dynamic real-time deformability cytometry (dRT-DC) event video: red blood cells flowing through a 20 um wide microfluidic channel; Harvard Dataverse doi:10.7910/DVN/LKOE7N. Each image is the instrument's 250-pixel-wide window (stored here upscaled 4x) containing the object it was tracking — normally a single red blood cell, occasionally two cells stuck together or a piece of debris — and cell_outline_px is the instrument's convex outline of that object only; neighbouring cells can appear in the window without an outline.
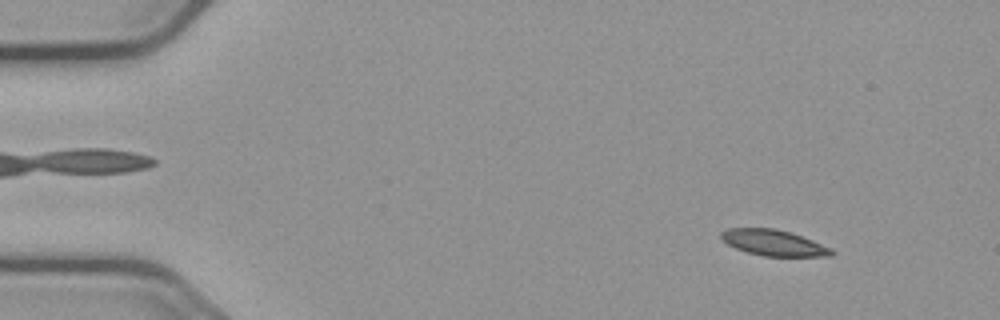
{"species": "common noctule bat (a hibernating species)", "species_latin": "Nyctalus noctula", "temperature_condition": "cold", "stored_images_in_passage": 56, "camera_frame_rate_fps": 3000, "um_per_image_px": 0.085, "animal": {"sex": "male", "body_mass_g": 23.1, "forearm_length_mm": 52.7}, "frame": {"image": 1, "passage_image": 6, "time_ms": 1.667, "image_size_px": [1000, 320], "cell_outline_px": [[836, 252], [832, 256], [764, 256], [748, 252], [736, 248], [728, 244], [720, 236], [720, 232], [728, 228], [772, 228], [788, 232], [812, 240], [832, 248]], "centroid_in_image_um": [65.78, 20.64], "position_along_channel_um": 19.2, "area_um2": 16.47}}
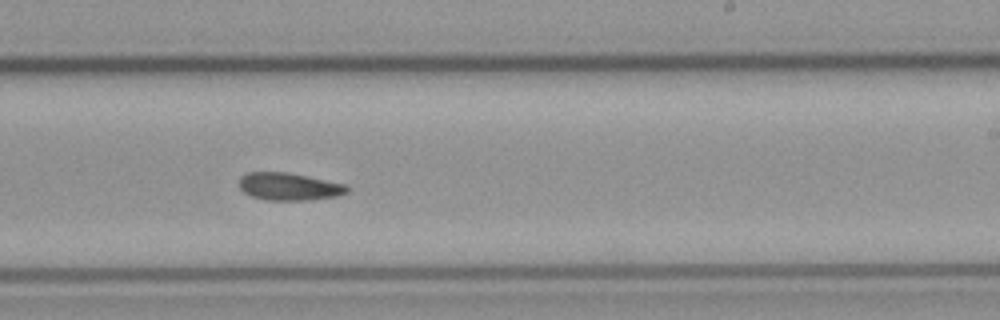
{"frame": {"image": 2, "passage_image": 34, "time_ms": 11.0, "image_size_px": [1000, 320], "cell_outline_px": [[348, 192], [336, 196], [312, 200], [264, 200], [252, 196], [244, 192], [240, 188], [240, 176], [248, 172], [288, 172], [348, 184]], "centroid_in_image_um": [24.59, 15.85], "position_along_channel_um": 264.4, "area_um2": 17.46}}
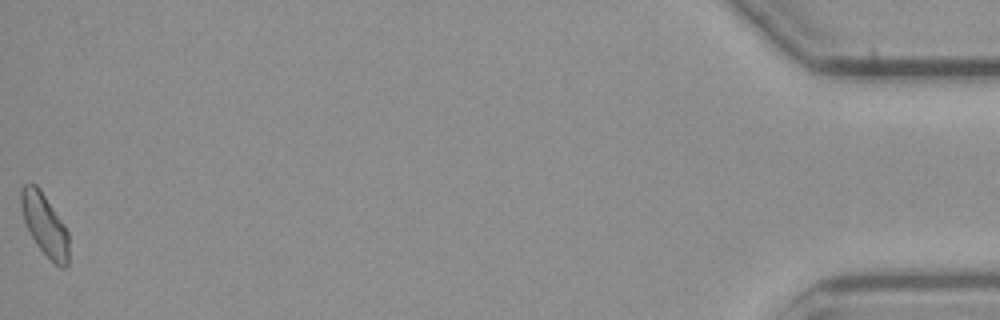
{"frame": {"image": 3, "passage_image": 56, "time_ms": 18.333, "image_size_px": [1000, 320], "cell_outline_px": [[68, 264], [64, 268], [60, 268], [36, 244], [24, 220], [20, 204], [20, 188], [24, 184], [36, 184], [40, 188], [64, 224], [68, 232]], "centroid_in_image_um": [3.79, 19.06], "position_along_channel_um": 431.4, "area_um2": 17.05}}